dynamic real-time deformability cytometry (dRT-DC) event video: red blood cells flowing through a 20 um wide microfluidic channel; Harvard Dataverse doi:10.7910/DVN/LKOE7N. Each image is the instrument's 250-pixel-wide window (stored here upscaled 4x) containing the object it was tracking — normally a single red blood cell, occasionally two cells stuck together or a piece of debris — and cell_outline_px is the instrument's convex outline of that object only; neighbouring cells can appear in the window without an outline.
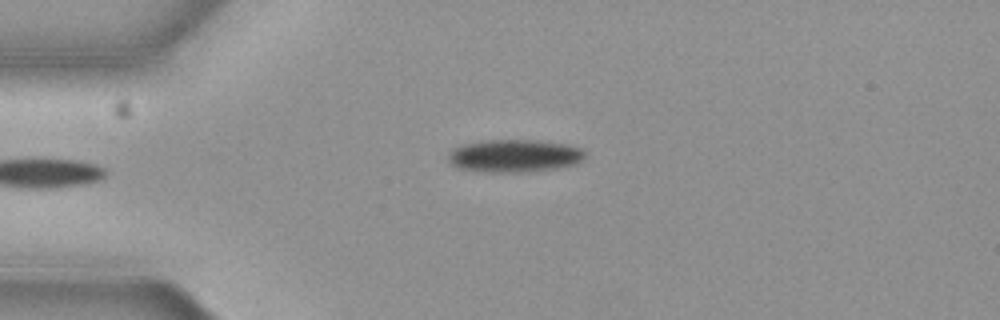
{"species": "common noctule bat (a hibernating species)", "species_latin": "Nyctalus noctula", "temperature_condition": "cold", "stored_images_in_passage": 2, "camera_frame_rate_fps": 3000, "um_per_image_px": 0.085, "animal": {"sex": "female", "body_mass_g": 19.3, "forearm_length_mm": 54.1}, "frame": {"image": 1, "passage_image": 1, "time_ms": 0.0, "image_size_px": [1000, 320], "cell_outline_px": [[584, 156], [580, 160], [572, 164], [556, 168], [528, 172], [492, 172], [460, 168], [452, 164], [448, 160], [448, 156], [452, 148], [464, 144], [488, 140], [536, 140], [564, 144], [580, 148], [584, 152]], "centroid_in_image_um": [43.69, 13.24], "position_along_channel_um": 41.3, "area_um2": 25.66}}